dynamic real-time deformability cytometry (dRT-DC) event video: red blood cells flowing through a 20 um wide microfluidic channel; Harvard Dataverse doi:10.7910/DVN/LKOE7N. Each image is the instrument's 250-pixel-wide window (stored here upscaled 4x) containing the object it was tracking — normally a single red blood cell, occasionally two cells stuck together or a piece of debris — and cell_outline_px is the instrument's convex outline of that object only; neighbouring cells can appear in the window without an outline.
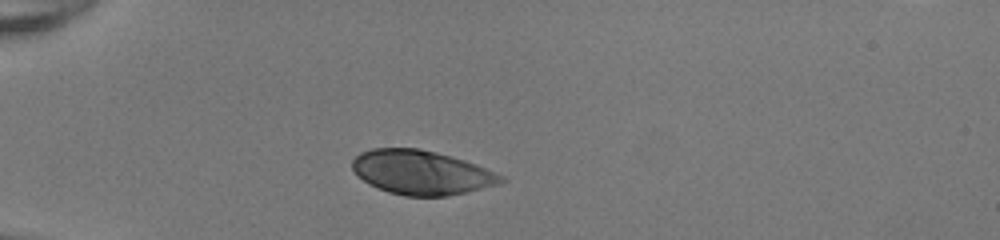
{"species": "human", "species_latin": "Homo sapiens", "temperature_condition": "room temperature", "stored_images_in_passage": 36, "camera_frame_rate_fps": 3000, "um_per_image_px": 0.085, "donor": {"sex": "female"}, "frame": {"image": 1, "passage_image": 1, "time_ms": 0.0, "image_size_px": [1000, 240], "cell_outline_px": [[508, 180], [500, 184], [448, 196], [404, 196], [388, 192], [376, 188], [368, 184], [352, 168], [352, 160], [360, 152], [372, 148], [420, 148], [436, 152], [464, 160], [476, 164], [504, 176]], "centroid_in_image_um": [35.83, 14.66], "position_along_channel_um": 49.2, "area_um2": 38.38}}
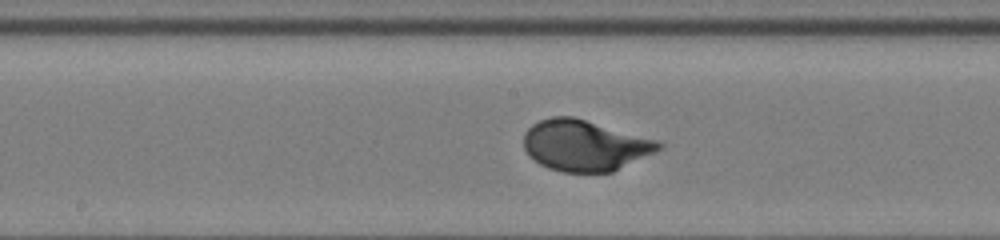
{"frame": {"image": 2, "passage_image": 14, "time_ms": 4.333, "image_size_px": [1000, 240], "cell_outline_px": [[664, 148], [656, 152], [612, 172], [564, 172], [548, 168], [540, 164], [528, 156], [524, 148], [524, 132], [532, 124], [540, 120], [552, 116], [572, 116], [660, 140], [664, 144]], "centroid_in_image_um": [49.73, 12.36], "position_along_channel_um": 198.5, "area_um2": 40.4}}
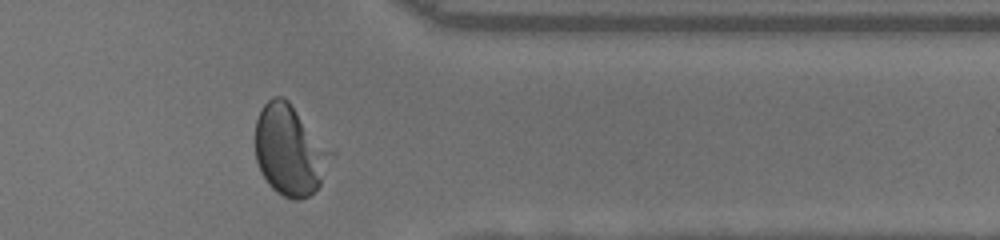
{"frame": {"image": 3, "passage_image": 28, "time_ms": 9.0, "image_size_px": [1000, 240], "cell_outline_px": [[336, 152], [320, 184], [308, 196], [300, 200], [292, 200], [276, 192], [268, 184], [256, 160], [256, 120], [260, 108], [272, 96], [284, 96], [336, 148]], "centroid_in_image_um": [24.71, 12.72], "position_along_channel_um": 386.7, "area_um2": 41.04}, "authors_computed_cell_mechanics": {"area_um2": 39.6219, "velocity_mm_per_s": 4.1369, "shape_relaxation_time_tau1_ms": 2.4266, "shape_relaxation_time_tau2_ms": null, "deformation_change_tau1": 0.1762, "deformation_change_tau2": null}}